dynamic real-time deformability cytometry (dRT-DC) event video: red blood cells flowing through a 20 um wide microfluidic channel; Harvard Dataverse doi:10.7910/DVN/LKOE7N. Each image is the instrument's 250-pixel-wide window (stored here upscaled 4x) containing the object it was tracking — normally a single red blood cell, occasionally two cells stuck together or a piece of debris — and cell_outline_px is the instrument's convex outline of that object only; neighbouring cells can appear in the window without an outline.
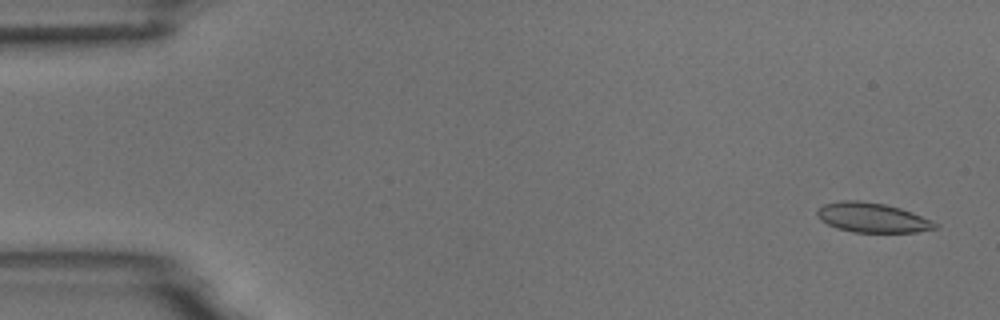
{"species": "common noctule bat (a hibernating species)", "species_latin": "Nyctalus noctula", "temperature_condition": "room temperature", "stored_images_in_passage": 5, "camera_frame_rate_fps": 3000, "um_per_image_px": 0.085, "animal": {"sex": "male", "body_mass_g": 18.8}, "frame": {"image": 1, "passage_image": 1, "time_ms": 0.0, "image_size_px": [1000, 320], "cell_outline_px": [[940, 224], [936, 228], [916, 232], [852, 232], [836, 228], [820, 220], [816, 216], [816, 212], [824, 204], [844, 200], [860, 200], [884, 204], [900, 208], [912, 212], [932, 220]], "centroid_in_image_um": [74.15, 18.5], "position_along_channel_um": 10.9, "area_um2": 20.4}}